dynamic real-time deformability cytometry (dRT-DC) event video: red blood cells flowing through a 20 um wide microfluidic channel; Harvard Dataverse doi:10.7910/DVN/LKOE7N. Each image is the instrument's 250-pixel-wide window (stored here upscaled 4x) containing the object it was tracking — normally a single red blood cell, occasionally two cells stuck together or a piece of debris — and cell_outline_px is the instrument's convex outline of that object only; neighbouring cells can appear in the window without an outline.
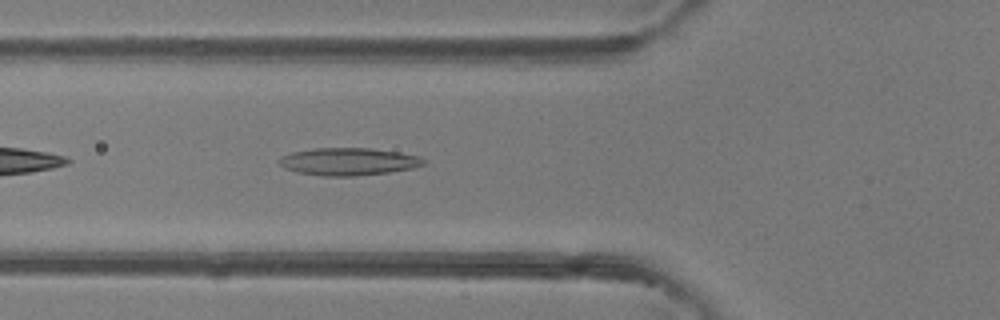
{"species": "common noctule bat (a hibernating species)", "species_latin": "Nyctalus noctula", "temperature_condition": "room temperature", "stored_images_in_passage": 27, "camera_frame_rate_fps": 3000, "um_per_image_px": 0.085, "animal": {"sex": "female"}, "frame": {"image": 1, "passage_image": 4, "time_ms": 1.0, "image_size_px": [1000, 320], "cell_outline_px": [[428, 160], [424, 164], [412, 168], [388, 172], [356, 176], [324, 176], [300, 172], [284, 168], [276, 160], [280, 156], [292, 152], [312, 148], [372, 148], [400, 152], [420, 156]], "centroid_in_image_um": [29.63, 13.72], "position_along_channel_um": 96.2, "area_um2": 23.29}}
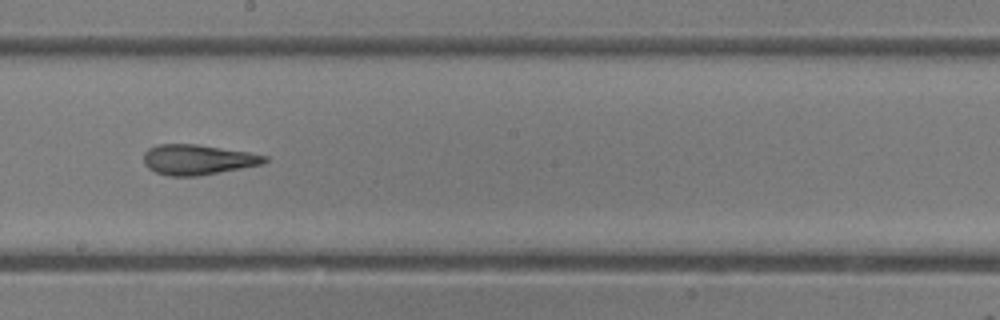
{"frame": {"image": 2, "passage_image": 13, "time_ms": 4.0, "image_size_px": [1000, 320], "cell_outline_px": [[268, 160], [264, 164], [196, 176], [168, 176], [156, 172], [148, 168], [144, 164], [144, 152], [148, 148], [156, 144], [196, 144], [248, 152], [268, 156]], "centroid_in_image_um": [16.79, 13.56], "position_along_channel_um": 231.4, "area_um2": 21.27}}
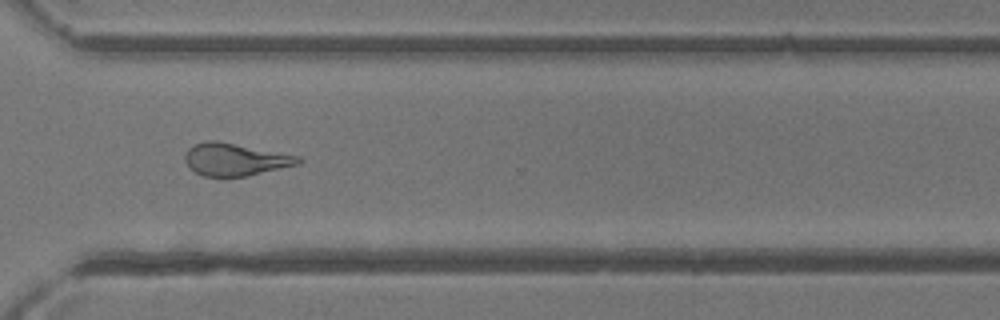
{"frame": {"image": 3, "passage_image": 21, "time_ms": 6.667, "image_size_px": [1000, 320], "cell_outline_px": [[304, 160], [300, 164], [248, 176], [204, 176], [188, 168], [184, 160], [184, 156], [188, 148], [192, 144], [208, 140], [216, 140], [300, 156]], "centroid_in_image_um": [19.98, 13.55], "position_along_channel_um": 350.6, "area_um2": 21.62}, "authors_computed_cell_mechanics": {"area_um2": 21.5016, "velocity_mm_per_s": 4.4854, "shape_relaxation_time_tau1_ms": null, "shape_relaxation_time_tau2_ms": 2.5227, "deformation_change_tau1": null, "deformation_change_tau2": 0.1369}}